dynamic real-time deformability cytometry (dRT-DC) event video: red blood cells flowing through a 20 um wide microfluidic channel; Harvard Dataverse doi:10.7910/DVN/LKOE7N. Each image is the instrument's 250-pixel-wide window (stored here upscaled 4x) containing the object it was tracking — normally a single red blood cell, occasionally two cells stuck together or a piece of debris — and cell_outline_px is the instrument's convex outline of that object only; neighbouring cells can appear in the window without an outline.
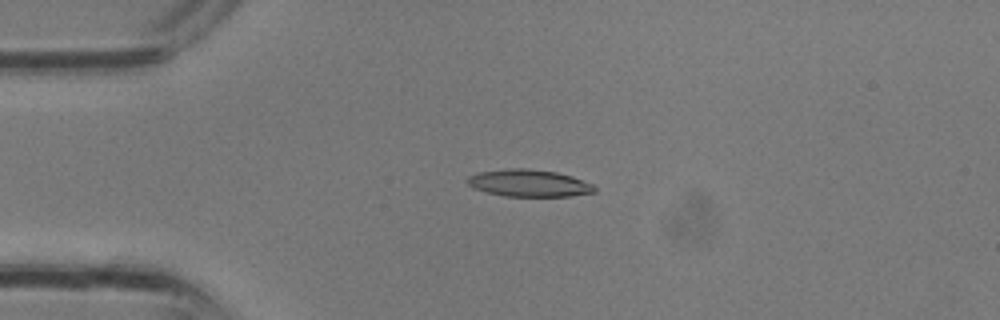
{"species": "common noctule bat (a hibernating species)", "species_latin": "Nyctalus noctula", "temperature_condition": "room temperature", "stored_images_in_passage": 3, "camera_frame_rate_fps": 3000, "um_per_image_px": 0.085, "animal": {"sex": "male", "body_mass_g": 13.3}, "frame": {"image": 1, "passage_image": 3, "time_ms": 0.667, "image_size_px": [1000, 320], "cell_outline_px": [[596, 192], [568, 196], [504, 196], [472, 188], [464, 180], [468, 176], [480, 172], [512, 168], [528, 168], [556, 172], [572, 176], [592, 184], [596, 188]], "centroid_in_image_um": [44.94, 15.56], "position_along_channel_um": 40.1, "area_um2": 20.06}}